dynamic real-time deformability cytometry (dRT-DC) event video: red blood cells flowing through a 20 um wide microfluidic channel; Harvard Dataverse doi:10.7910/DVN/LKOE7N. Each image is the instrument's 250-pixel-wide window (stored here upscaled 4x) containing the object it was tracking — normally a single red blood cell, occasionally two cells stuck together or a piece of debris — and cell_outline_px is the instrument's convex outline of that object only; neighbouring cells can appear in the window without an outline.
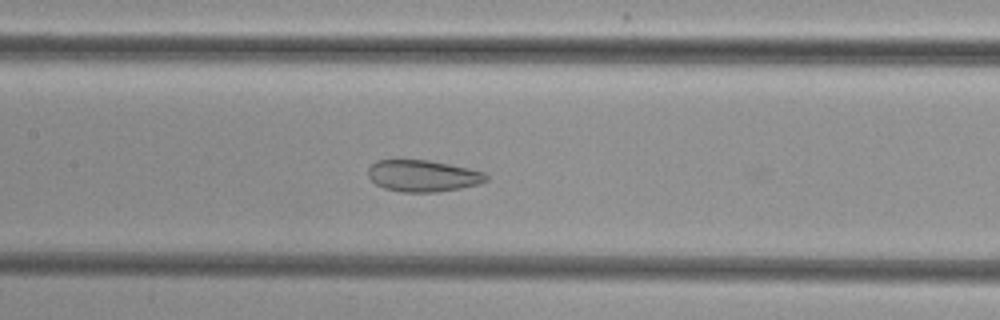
{"species": "common noctule bat (a hibernating species)", "species_latin": "Nyctalus noctula", "temperature_condition": "cold", "stored_images_in_passage": 38, "camera_frame_rate_fps": 3000, "um_per_image_px": 0.085, "animal": {"sex": "female", "body_mass_g": 29.2, "forearm_length_mm": 56.3}, "frame": {"image": 1, "passage_image": 10, "time_ms": 3.0, "image_size_px": [1000, 320], "cell_outline_px": [[488, 180], [480, 184], [460, 188], [436, 192], [400, 192], [384, 188], [376, 184], [368, 176], [368, 168], [376, 160], [428, 160], [468, 168], [484, 172], [488, 176]], "centroid_in_image_um": [35.95, 14.95], "position_along_channel_um": 171.5, "area_um2": 21.73}}
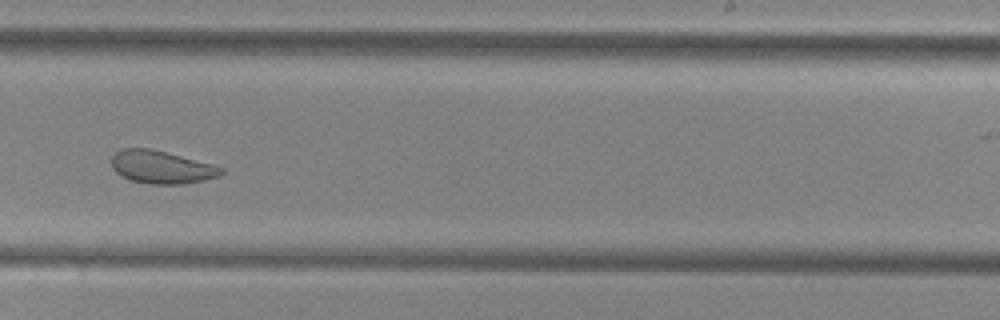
{"frame": {"image": 2, "passage_image": 18, "time_ms": 5.667, "image_size_px": [1000, 320], "cell_outline_px": [[224, 172], [220, 176], [204, 180], [184, 184], [148, 184], [132, 180], [120, 176], [112, 168], [112, 156], [116, 152], [124, 148], [148, 148], [212, 164], [224, 168]], "centroid_in_image_um": [13.72, 14.22], "position_along_channel_um": 275.3, "area_um2": 20.87}}
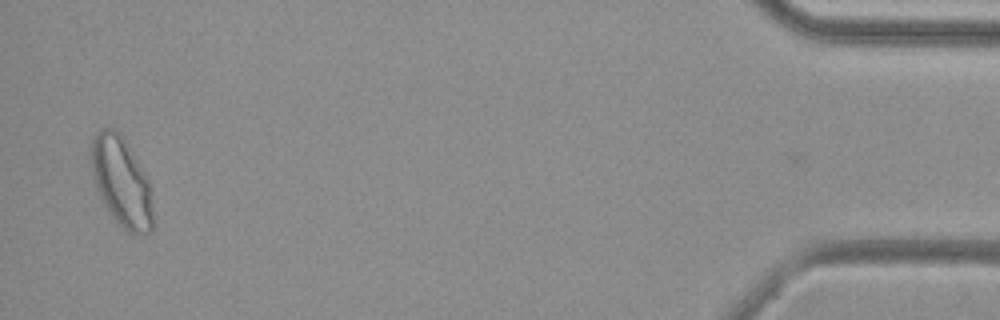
{"frame": {"image": 3, "passage_image": 36, "time_ms": 11.667, "image_size_px": [1000, 320], "cell_outline_px": [[152, 232], [136, 236], [132, 236], [116, 224], [104, 204], [96, 188], [92, 176], [92, 140], [96, 132], [100, 128], [112, 128], [120, 132], [148, 176], [152, 192]], "centroid_in_image_um": [10.35, 15.51], "position_along_channel_um": 424.8, "area_um2": 32.83}}